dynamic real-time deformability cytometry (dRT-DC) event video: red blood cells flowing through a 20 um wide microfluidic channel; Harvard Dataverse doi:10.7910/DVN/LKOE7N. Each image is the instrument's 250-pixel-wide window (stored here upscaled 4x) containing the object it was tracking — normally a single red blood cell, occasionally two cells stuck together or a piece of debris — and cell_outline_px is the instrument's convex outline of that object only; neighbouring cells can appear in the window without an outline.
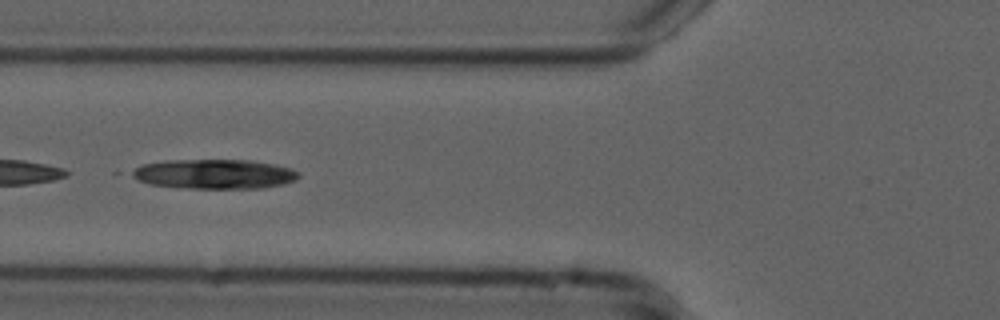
{"species": "common noctule bat (a hibernating species)", "species_latin": "Nyctalus noctula", "temperature_condition": "cold", "stored_images_in_passage": 45, "camera_frame_rate_fps": 3000, "um_per_image_px": 0.085, "animal": {"sex": "male", "forearm_length_mm": 52.5}, "frame": {"image": 1, "passage_image": 13, "time_ms": 4.0, "image_size_px": [1000, 320], "cell_outline_px": [[300, 176], [296, 180], [284, 184], [264, 188], [188, 188], [152, 184], [140, 180], [132, 176], [128, 172], [144, 164], [164, 160], [252, 160], [292, 168], [300, 172]], "centroid_in_image_um": [18.27, 14.79], "position_along_channel_um": 107.5, "area_um2": 28.73}}
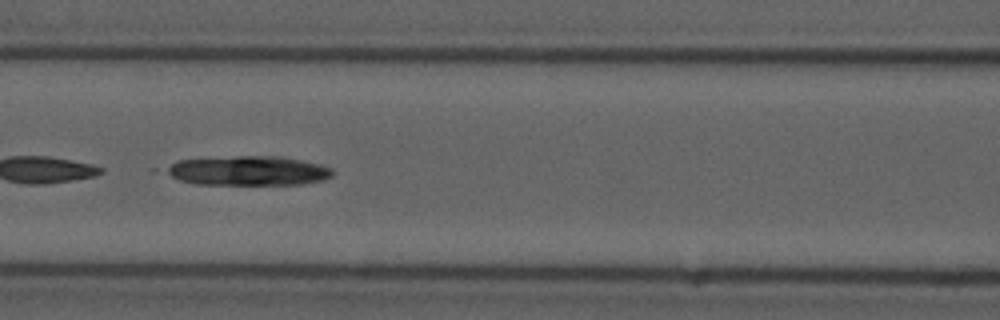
{"frame": {"image": 2, "passage_image": 16, "time_ms": 5.0, "image_size_px": [1000, 320], "cell_outline_px": [[332, 176], [324, 180], [300, 184], [196, 184], [180, 180], [164, 172], [164, 168], [176, 160], [236, 156], [280, 156], [320, 164], [332, 168]], "centroid_in_image_um": [21.08, 14.51], "position_along_channel_um": 145.5, "area_um2": 28.55}}
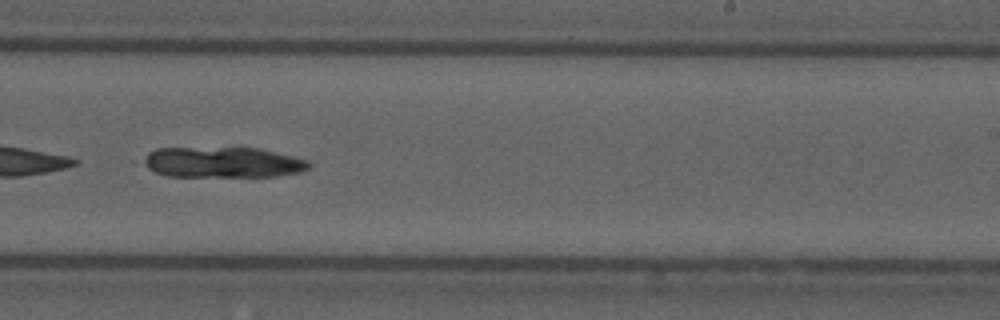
{"frame": {"image": 3, "passage_image": 26, "time_ms": 8.333, "image_size_px": [1000, 320], "cell_outline_px": [[312, 168], [300, 172], [276, 176], [168, 176], [156, 172], [148, 168], [140, 160], [148, 152], [156, 148], [260, 148], [308, 160], [312, 164]], "centroid_in_image_um": [18.94, 13.79], "position_along_channel_um": 270.1, "area_um2": 29.65}}